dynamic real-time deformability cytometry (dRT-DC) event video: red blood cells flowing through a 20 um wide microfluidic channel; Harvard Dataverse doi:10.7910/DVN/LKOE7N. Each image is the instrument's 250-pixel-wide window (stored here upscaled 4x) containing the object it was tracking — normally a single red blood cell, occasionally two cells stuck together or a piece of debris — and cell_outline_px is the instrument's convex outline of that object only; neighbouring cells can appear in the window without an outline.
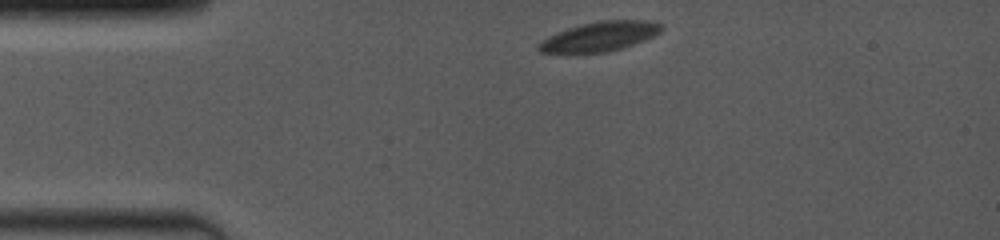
{"species": "common noctule bat (a hibernating species)", "species_latin": "Nyctalus noctula", "temperature_condition": "room temperature", "stored_images_in_passage": 36, "camera_frame_rate_fps": 4000, "um_per_image_px": 0.085, "animal": {"sex": "female", "body_mass_g": 19.0, "forearm_length_mm": 53.3}, "frame": {"image": 1, "passage_image": 1, "time_ms": 0.0, "image_size_px": [1000, 240], "cell_outline_px": [[664, 28], [660, 32], [644, 40], [624, 48], [608, 52], [540, 52], [536, 48], [548, 36], [568, 28], [600, 20], [648, 20], [660, 24]], "centroid_in_image_um": [51.03, 3.09], "position_along_channel_um": 34.0, "area_um2": 20.75}}
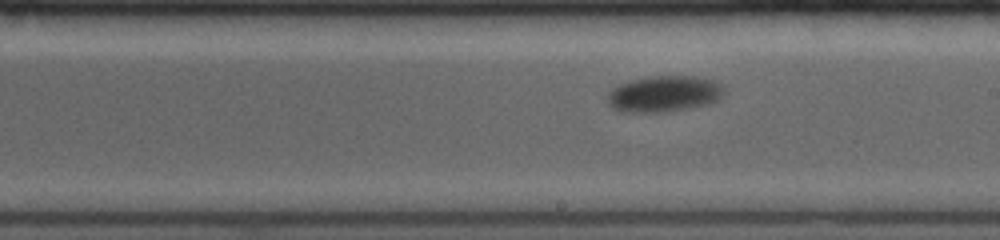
{"frame": {"image": 2, "passage_image": 21, "time_ms": 6.5, "image_size_px": [1000, 240], "cell_outline_px": [[724, 92], [716, 100], [708, 104], [688, 108], [664, 112], [624, 112], [612, 108], [608, 104], [608, 92], [612, 88], [628, 80], [652, 76], [696, 76], [716, 80], [724, 88]], "centroid_in_image_um": [56.43, 7.97], "position_along_channel_um": 232.6, "area_um2": 24.68}}
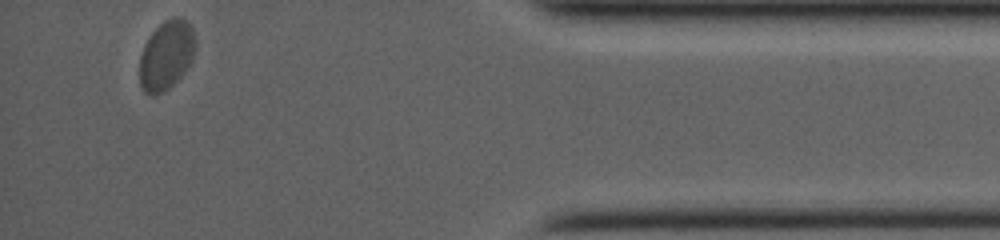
{"frame": {"image": 3, "passage_image": 36, "time_ms": 12.5, "image_size_px": [1000, 240], "cell_outline_px": [[196, 44], [192, 60], [184, 72], [164, 92], [144, 92], [140, 84], [140, 56], [144, 44], [148, 36], [164, 20], [172, 16], [184, 16], [192, 24]], "centroid_in_image_um": [14.17, 4.6], "position_along_channel_um": 421.0, "area_um2": 22.6}, "authors_computed_cell_mechanics": {"area_um2": 23.7847, "velocity_mm_per_s": 3.7212, "shape_relaxation_time_tau1_ms": 4.5262, "shape_relaxation_time_tau2_ms": null, "deformation_change_tau1": 0.0966, "deformation_change_tau2": null}}